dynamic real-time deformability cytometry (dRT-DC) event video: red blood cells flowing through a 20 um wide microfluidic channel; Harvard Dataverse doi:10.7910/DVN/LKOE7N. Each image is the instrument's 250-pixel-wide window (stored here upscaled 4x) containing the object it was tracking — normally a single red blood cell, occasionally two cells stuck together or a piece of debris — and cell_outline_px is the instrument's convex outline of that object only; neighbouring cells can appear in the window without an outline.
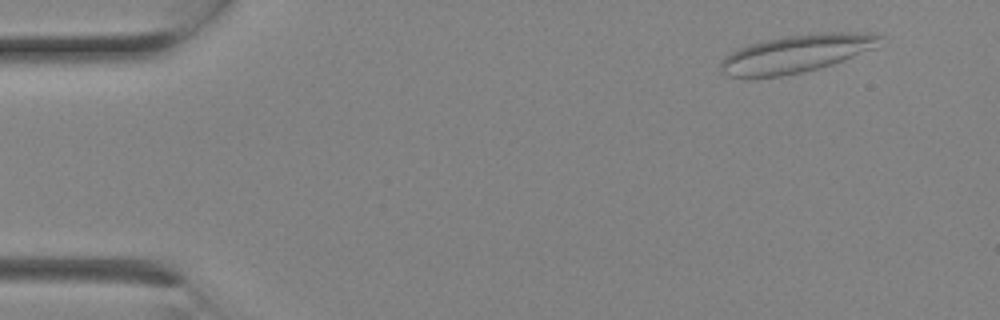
{"species": "Egyptian fruit bat (a non-hibernating species)", "species_latin": "Rousettus aegyptiacus", "temperature_condition": "room temperature", "stored_images_in_passage": 2, "camera_frame_rate_fps": 3000, "um_per_image_px": 0.085, "animal": {"sex": "female"}, "frame": {"image": 1, "passage_image": 1, "time_ms": 0.0, "image_size_px": [1000, 320], "cell_outline_px": [[884, 36], [872, 48], [844, 60], [820, 68], [804, 72], [780, 76], [752, 80], [748, 80], [728, 76], [720, 72], [720, 64], [724, 56], [748, 44], [764, 40], [784, 36], [824, 32], [872, 32]], "centroid_in_image_um": [67.6, 4.59], "position_along_channel_um": 17.4, "area_um2": 35.6}}